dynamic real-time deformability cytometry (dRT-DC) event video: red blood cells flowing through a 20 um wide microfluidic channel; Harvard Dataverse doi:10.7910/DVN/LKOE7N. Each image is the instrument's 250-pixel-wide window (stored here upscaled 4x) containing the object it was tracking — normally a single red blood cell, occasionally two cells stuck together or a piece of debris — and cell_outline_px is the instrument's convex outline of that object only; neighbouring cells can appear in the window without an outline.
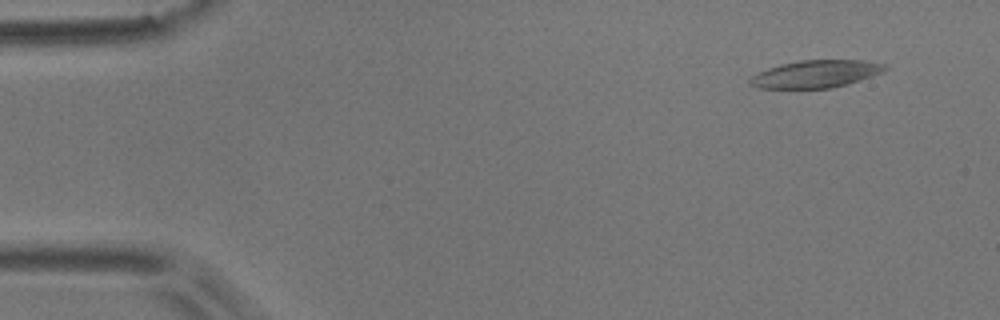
{"species": "common noctule bat (a hibernating species)", "species_latin": "Nyctalus noctula", "temperature_condition": "room temperature", "stored_images_in_passage": 5, "segment_of_instrument_passage": [1, 2], "camera_frame_rate_fps": 3000, "um_per_image_px": 0.085, "animal": {"sex": "male", "body_mass_g": 17.9}, "frame": {"image": 1, "passage_image": 1, "time_ms": 0.0, "image_size_px": [1000, 320], "cell_outline_px": [[888, 68], [872, 76], [848, 84], [828, 88], [756, 88], [748, 84], [748, 80], [752, 76], [768, 68], [780, 64], [800, 60], [864, 60], [888, 64]], "centroid_in_image_um": [69.34, 6.28], "position_along_channel_um": 15.7, "area_um2": 21.62}}
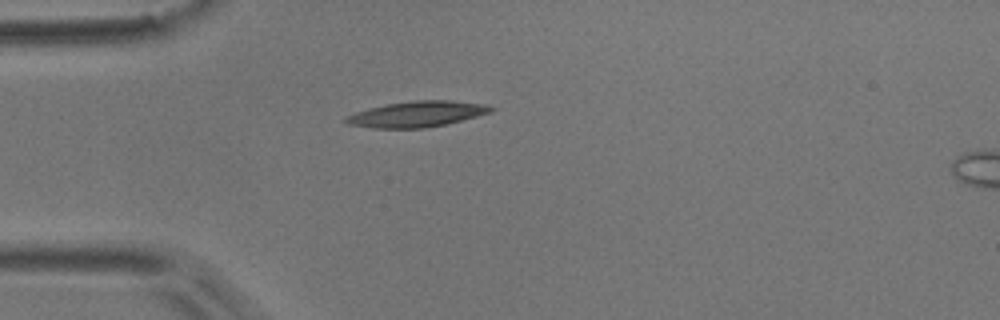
{"frame": {"image": 2, "passage_image": 4, "time_ms": 1.0, "image_size_px": [1000, 320], "cell_outline_px": [[496, 108], [492, 112], [448, 124], [424, 128], [372, 128], [348, 124], [344, 120], [344, 116], [368, 108], [388, 104], [412, 100], [452, 100], [488, 104]], "centroid_in_image_um": [35.48, 9.69], "position_along_channel_um": 49.5, "area_um2": 22.02}}